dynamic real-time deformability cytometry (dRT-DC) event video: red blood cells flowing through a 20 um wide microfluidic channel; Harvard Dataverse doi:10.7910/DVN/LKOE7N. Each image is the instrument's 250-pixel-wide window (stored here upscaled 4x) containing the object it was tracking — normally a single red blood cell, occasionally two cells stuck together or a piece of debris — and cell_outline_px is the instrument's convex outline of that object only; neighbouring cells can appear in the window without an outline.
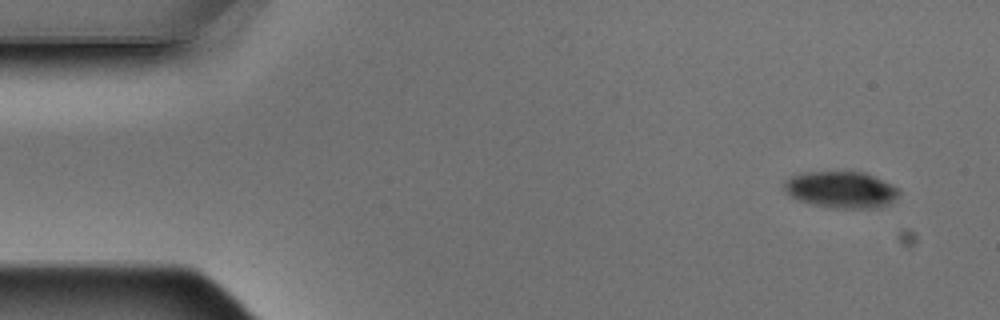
{"species": "Egyptian fruit bat (a non-hibernating species)", "species_latin": "Rousettus aegyptiacus", "temperature_condition": "warm", "stored_images_in_passage": 5, "camera_frame_rate_fps": 3000, "um_per_image_px": 0.085, "animal": {"sex": "male"}, "frame": {"image": 1, "passage_image": 1, "time_ms": 0.0, "image_size_px": [1000, 320], "cell_outline_px": [[900, 192], [888, 204], [880, 208], [840, 208], [816, 204], [800, 200], [792, 196], [784, 188], [784, 180], [800, 172], [864, 172], [892, 184], [900, 188]], "centroid_in_image_um": [71.53, 16.11], "position_along_channel_um": 13.5, "area_um2": 24.16}}
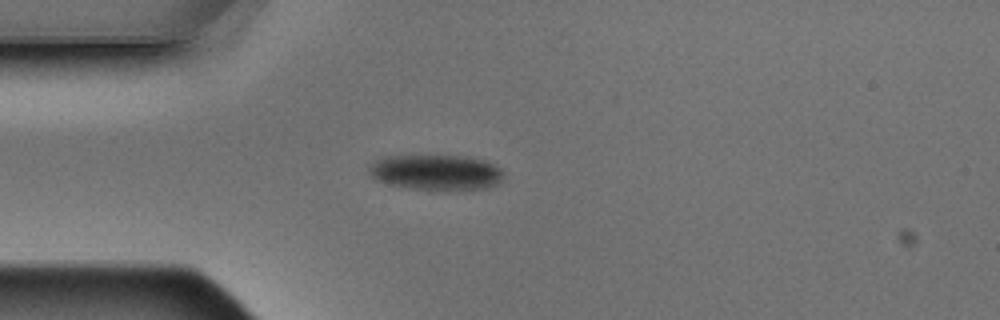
{"frame": {"image": 2, "passage_image": 4, "time_ms": 1.0, "image_size_px": [1000, 320], "cell_outline_px": [[504, 172], [500, 180], [496, 184], [488, 188], [448, 192], [412, 188], [388, 184], [376, 180], [368, 172], [368, 164], [372, 160], [384, 156], [468, 156], [492, 164], [500, 168]], "centroid_in_image_um": [37.02, 14.67], "position_along_channel_um": 48.0, "area_um2": 28.32}}